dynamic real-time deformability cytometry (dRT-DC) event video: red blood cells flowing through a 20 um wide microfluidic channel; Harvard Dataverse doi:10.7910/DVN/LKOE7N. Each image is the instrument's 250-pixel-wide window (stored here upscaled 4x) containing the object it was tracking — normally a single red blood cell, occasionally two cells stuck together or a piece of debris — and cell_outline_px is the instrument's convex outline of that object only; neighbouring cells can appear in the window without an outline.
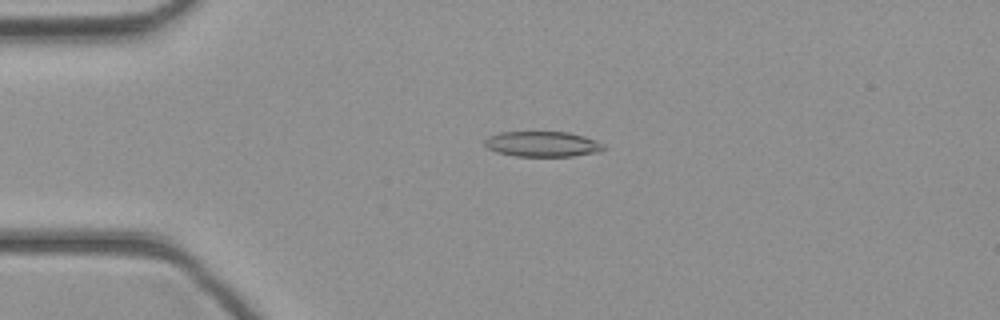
{"species": "common noctule bat (a hibernating species)", "species_latin": "Nyctalus noctula", "temperature_condition": "cold", "stored_images_in_passage": 43, "camera_frame_rate_fps": 3000, "um_per_image_px": 0.085, "animal": {"sex": "female", "body_mass_g": 21.9}, "frame": {"image": 1, "passage_image": 9, "time_ms": 2.667, "image_size_px": [1000, 320], "cell_outline_px": [[604, 148], [600, 152], [572, 156], [516, 156], [496, 152], [488, 148], [484, 144], [484, 140], [488, 136], [500, 132], [568, 132], [584, 136], [596, 140], [604, 144]], "centroid_in_image_um": [46.11, 12.24], "position_along_channel_um": 38.9, "area_um2": 17.63}}
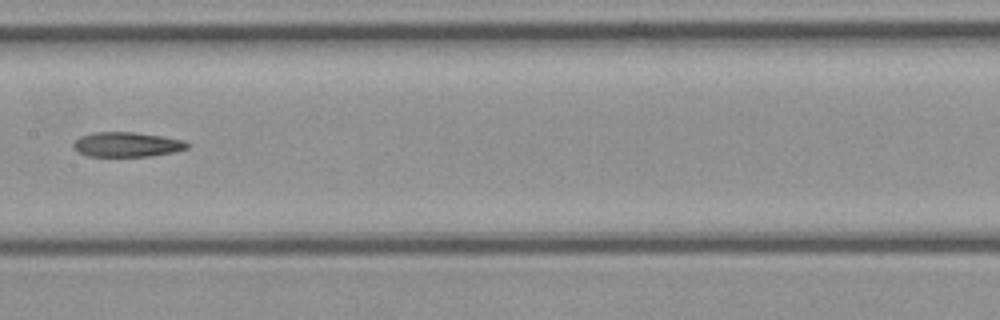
{"frame": {"image": 2, "passage_image": 21, "time_ms": 6.667, "image_size_px": [1000, 320], "cell_outline_px": [[188, 148], [172, 152], [152, 156], [88, 156], [76, 152], [72, 148], [72, 144], [80, 136], [92, 132], [136, 132], [164, 136], [184, 140], [188, 144]], "centroid_in_image_um": [10.75, 12.27], "position_along_channel_um": 196.7, "area_um2": 16.59}}
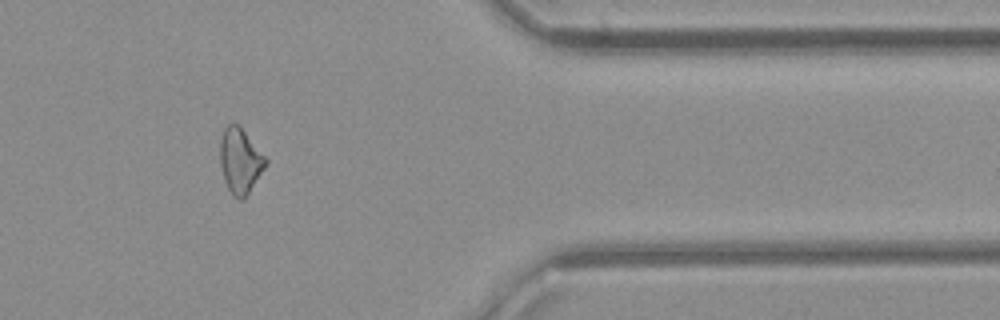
{"frame": {"image": 3, "passage_image": 35, "time_ms": 11.333, "image_size_px": [1000, 320], "cell_outline_px": [[268, 164], [244, 200], [240, 200], [232, 196], [224, 180], [220, 164], [220, 140], [224, 128], [232, 120], [244, 132], [268, 160]], "centroid_in_image_um": [20.41, 13.7], "position_along_channel_um": 391.0, "area_um2": 17.34}}